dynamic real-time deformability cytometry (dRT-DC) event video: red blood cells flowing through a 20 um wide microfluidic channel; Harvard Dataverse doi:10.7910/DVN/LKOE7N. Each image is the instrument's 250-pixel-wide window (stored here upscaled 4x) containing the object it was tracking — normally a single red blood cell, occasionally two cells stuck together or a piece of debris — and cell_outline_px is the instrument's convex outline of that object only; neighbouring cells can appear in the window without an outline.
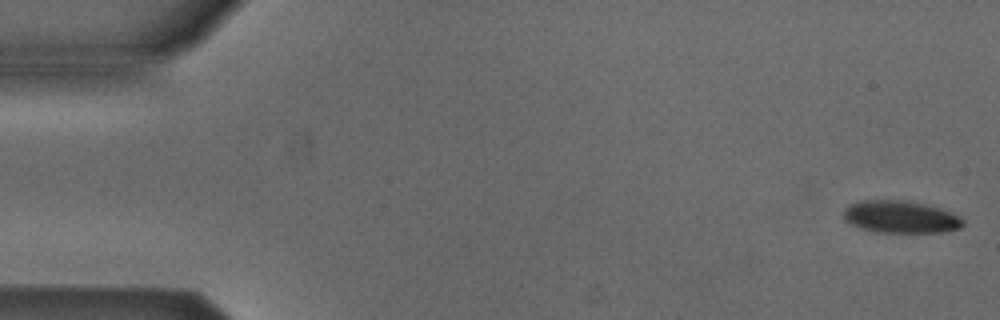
{"species": "Egyptian fruit bat (a non-hibernating species)", "species_latin": "Rousettus aegyptiacus", "temperature_condition": "cold", "stored_images_in_passage": 5, "camera_frame_rate_fps": 3000, "um_per_image_px": 0.085, "animal": {"sex": "male"}, "frame": {"image": 1, "passage_image": 1, "time_ms": 0.0, "image_size_px": [1000, 320], "cell_outline_px": [[964, 224], [960, 228], [940, 232], [876, 232], [860, 228], [844, 220], [844, 208], [848, 204], [856, 200], [908, 200], [940, 208], [952, 212], [960, 216], [964, 220]], "centroid_in_image_um": [76.53, 18.42], "position_along_channel_um": 8.5, "area_um2": 22.72}}
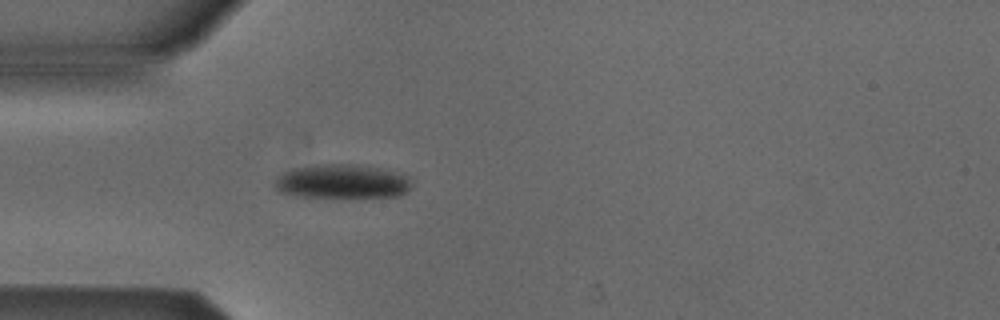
{"frame": {"image": 2, "passage_image": 5, "time_ms": 1.333, "image_size_px": [1000, 320], "cell_outline_px": [[412, 184], [400, 196], [296, 196], [280, 192], [276, 188], [276, 176], [292, 168], [316, 164], [352, 164], [380, 168], [408, 176]], "centroid_in_image_um": [29.04, 15.4], "position_along_channel_um": 56.0, "area_um2": 26.76}}